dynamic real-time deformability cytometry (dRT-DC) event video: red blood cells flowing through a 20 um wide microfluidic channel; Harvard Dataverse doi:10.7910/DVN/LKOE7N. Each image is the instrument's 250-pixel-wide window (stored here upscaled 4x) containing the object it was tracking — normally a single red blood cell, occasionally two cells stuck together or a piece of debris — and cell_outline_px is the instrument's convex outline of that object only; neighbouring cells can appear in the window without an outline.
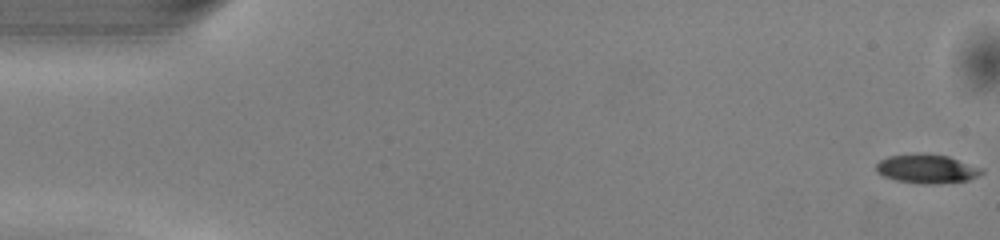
{"species": "common noctule bat (a hibernating species)", "species_latin": "Nyctalus noctula", "temperature_condition": "warm", "stored_images_in_passage": 46, "camera_frame_rate_fps": 3000, "um_per_image_px": 0.085, "animal": {"sex": "male", "body_mass_g": 13.0, "forearm_length_mm": 53.1}, "frame": {"image": 1, "passage_image": 1, "time_ms": 0.0, "image_size_px": [1000, 240], "cell_outline_px": [[984, 172], [968, 180], [940, 184], [916, 184], [896, 180], [884, 176], [876, 172], [876, 164], [880, 160], [888, 156], [916, 152], [924, 152], [948, 156], [984, 168]], "centroid_in_image_um": [78.77, 14.33], "position_along_channel_um": 6.2, "area_um2": 18.26}}
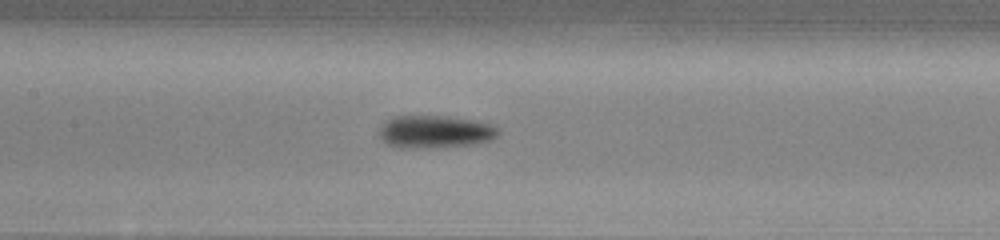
{"frame": {"image": 2, "passage_image": 24, "time_ms": 7.667, "image_size_px": [1000, 240], "cell_outline_px": [[500, 132], [496, 136], [488, 140], [468, 144], [412, 148], [400, 148], [388, 144], [380, 136], [380, 128], [392, 116], [444, 116], [472, 120], [492, 124]], "centroid_in_image_um": [36.95, 11.18], "position_along_channel_um": 170.5, "area_um2": 21.96}}
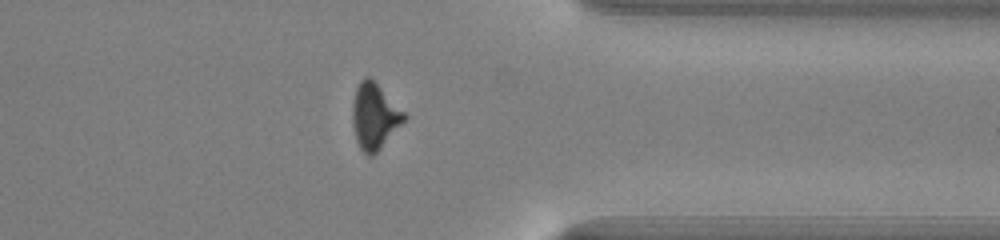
{"frame": {"image": 3, "passage_image": 40, "time_ms": 13.0, "image_size_px": [1000, 240], "cell_outline_px": [[408, 116], [380, 148], [372, 156], [368, 156], [360, 148], [356, 140], [352, 124], [352, 104], [356, 88], [360, 80], [364, 76], [368, 76]], "centroid_in_image_um": [31.79, 9.89], "position_along_channel_um": 379.6, "area_um2": 19.36}, "authors_computed_cell_mechanics": {"area_um2": 19.9121, "velocity_mm_per_s": 4.1058, "shape_relaxation_time_tau1_ms": 2.3105, "shape_relaxation_time_tau2_ms": 5.4285, "deformation_change_tau1": 0.1508, "deformation_change_tau2": 0.1406}}